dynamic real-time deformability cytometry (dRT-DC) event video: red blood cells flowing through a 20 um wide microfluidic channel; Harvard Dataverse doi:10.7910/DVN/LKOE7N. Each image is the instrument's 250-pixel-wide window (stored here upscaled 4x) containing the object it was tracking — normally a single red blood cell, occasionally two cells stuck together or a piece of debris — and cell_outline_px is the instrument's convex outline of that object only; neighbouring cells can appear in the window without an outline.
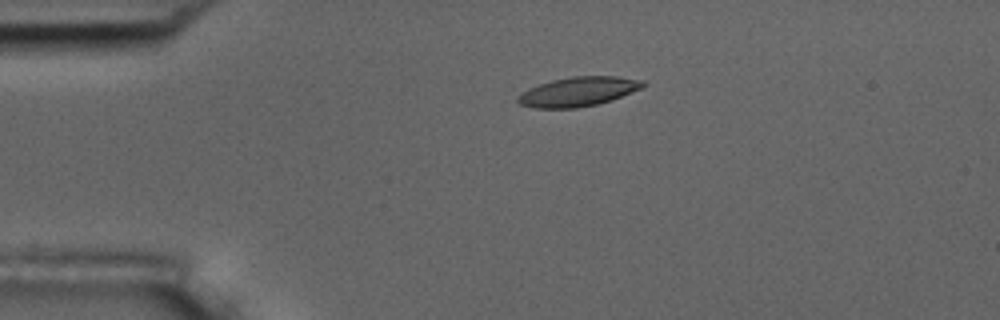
{"species": "common noctule bat (a hibernating species)", "species_latin": "Nyctalus noctula", "temperature_condition": "room temperature", "stored_images_in_passage": 8, "camera_frame_rate_fps": 3000, "um_per_image_px": 0.085, "animal": {"sex": "male", "body_mass_g": 17.5, "forearm_length_mm": 52.3}, "frame": {"image": 1, "passage_image": 4, "time_ms": 3.333, "image_size_px": [1000, 320], "cell_outline_px": [[648, 84], [640, 88], [612, 100], [596, 104], [576, 108], [532, 108], [520, 104], [516, 100], [516, 96], [528, 88], [552, 80], [572, 76], [620, 76], [644, 80]], "centroid_in_image_um": [49.14, 7.78], "position_along_channel_um": 35.9, "area_um2": 21.5}}
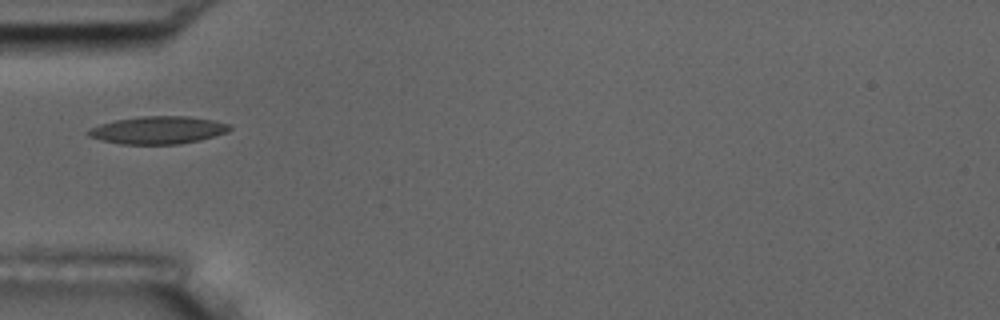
{"frame": {"image": 2, "passage_image": 5, "time_ms": 5.333, "image_size_px": [1000, 320], "cell_outline_px": [[232, 128], [228, 132], [200, 140], [180, 144], [120, 144], [88, 136], [84, 132], [88, 128], [100, 124], [116, 120], [140, 116], [188, 116], [212, 120], [232, 124]], "centroid_in_image_um": [13.44, 11.05], "position_along_channel_um": 71.6, "area_um2": 22.89}}
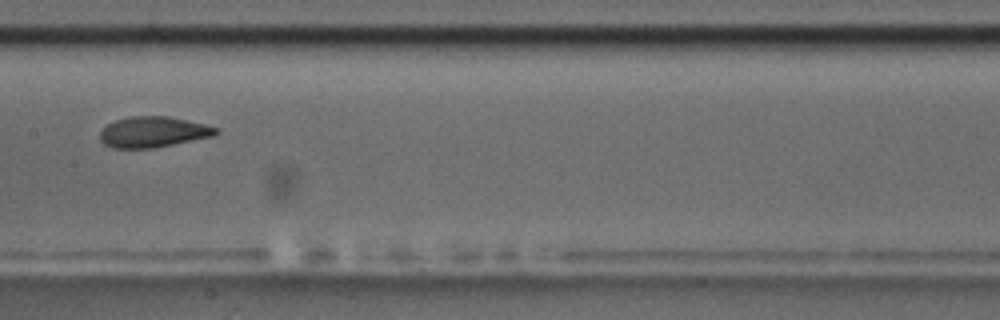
{"frame": {"image": 3, "passage_image": 8, "time_ms": 8.667, "image_size_px": [1000, 320], "cell_outline_px": [[220, 132], [212, 136], [152, 148], [112, 148], [104, 144], [100, 140], [100, 132], [108, 124], [116, 120], [132, 116], [168, 116], [204, 124], [220, 128]], "centroid_in_image_um": [13.02, 11.21], "position_along_channel_um": 194.4, "area_um2": 20.58}}